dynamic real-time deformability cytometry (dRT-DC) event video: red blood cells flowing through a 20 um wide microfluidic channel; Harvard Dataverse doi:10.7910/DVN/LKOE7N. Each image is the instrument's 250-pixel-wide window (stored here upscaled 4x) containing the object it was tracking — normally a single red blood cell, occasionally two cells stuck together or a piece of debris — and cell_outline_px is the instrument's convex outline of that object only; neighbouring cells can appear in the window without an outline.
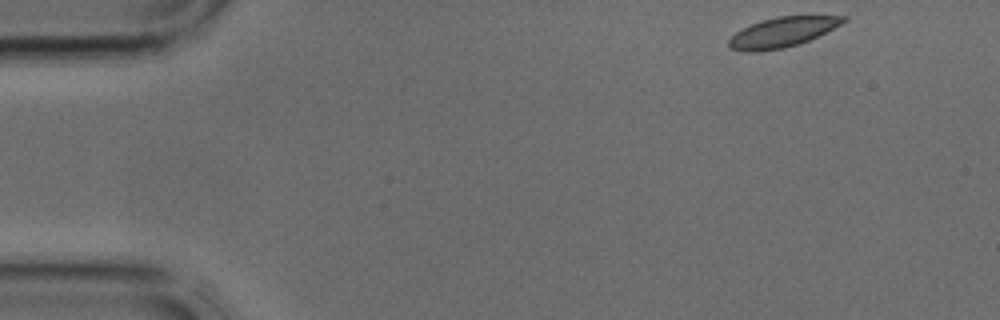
{"species": "common noctule bat (a hibernating species)", "species_latin": "Nyctalus noctula", "temperature_condition": "cold", "stored_images_in_passage": 3, "camera_frame_rate_fps": 3000, "um_per_image_px": 0.085, "animal": {"sex": "male", "body_mass_g": 17.9, "forearm_length_mm": 54.2}, "frame": {"image": 1, "passage_image": 1, "time_ms": 0.0, "image_size_px": [1000, 320], "cell_outline_px": [[848, 20], [808, 40], [784, 48], [760, 52], [744, 52], [732, 48], [728, 44], [728, 40], [736, 32], [752, 24], [764, 20], [780, 16], [848, 16]], "centroid_in_image_um": [66.47, 2.75], "position_along_channel_um": 18.5, "area_um2": 19.48}}
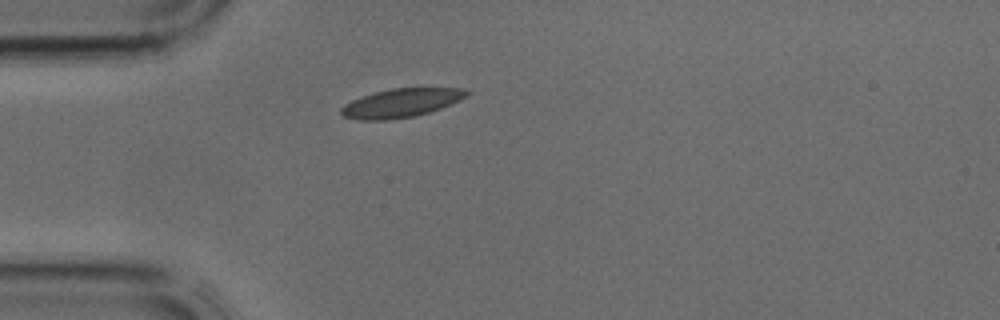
{"frame": {"image": 2, "passage_image": 3, "time_ms": 0.667, "image_size_px": [1000, 320], "cell_outline_px": [[468, 96], [460, 100], [440, 108], [416, 116], [384, 120], [360, 120], [344, 116], [340, 112], [340, 108], [344, 104], [352, 100], [376, 92], [392, 88], [464, 88], [468, 92]], "centroid_in_image_um": [34.09, 8.75], "position_along_channel_um": 50.9, "area_um2": 20.75}}